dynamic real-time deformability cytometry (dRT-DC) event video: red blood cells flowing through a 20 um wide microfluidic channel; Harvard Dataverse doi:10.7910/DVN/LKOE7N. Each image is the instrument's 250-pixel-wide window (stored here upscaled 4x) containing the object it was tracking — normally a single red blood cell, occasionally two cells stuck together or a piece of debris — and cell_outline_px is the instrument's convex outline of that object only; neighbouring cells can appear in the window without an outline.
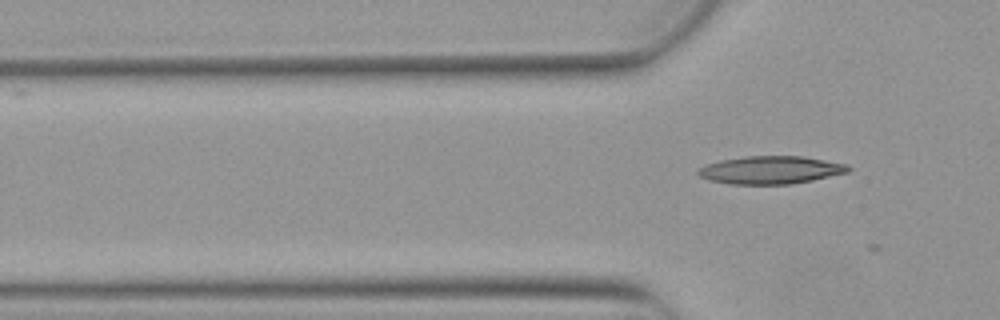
{"species": "Egyptian fruit bat (a non-hibernating species)", "species_latin": "Rousettus aegyptiacus", "temperature_condition": "warm", "stored_images_in_passage": 6, "segment_of_instrument_passage": [2, 2], "camera_frame_rate_fps": 3000, "um_per_image_px": 0.085, "animal": {"sex": "female"}, "frame": {"image": 1, "passage_image": 6, "time_ms": 1.667, "image_size_px": [1000, 320], "cell_outline_px": [[852, 168], [848, 172], [812, 180], [788, 184], [732, 184], [712, 180], [700, 176], [696, 172], [704, 164], [720, 160], [744, 156], [804, 156], [848, 164]], "centroid_in_image_um": [65.52, 14.43], "position_along_channel_um": 60.3, "area_um2": 24.33}}